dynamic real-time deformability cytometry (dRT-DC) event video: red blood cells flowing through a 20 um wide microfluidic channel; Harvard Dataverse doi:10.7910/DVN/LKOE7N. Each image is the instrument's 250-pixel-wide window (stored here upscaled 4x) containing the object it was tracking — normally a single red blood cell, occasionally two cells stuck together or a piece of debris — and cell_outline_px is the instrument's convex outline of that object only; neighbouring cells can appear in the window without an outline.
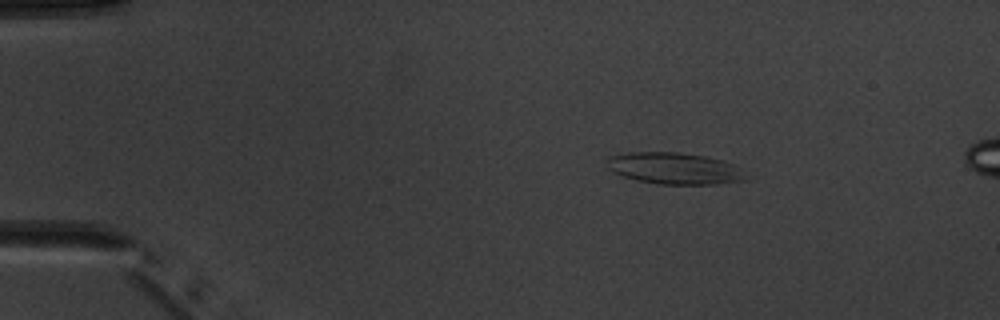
{"species": "common noctule bat (a hibernating species)", "species_latin": "Nyctalus noctula", "temperature_condition": "warm", "stored_images_in_passage": 4, "camera_frame_rate_fps": 3000, "um_per_image_px": 0.085, "animal": {"sex": "male", "body_mass_g": 20.1, "forearm_length_mm": 53.5}, "frame": {"image": 1, "passage_image": 1, "time_ms": 0.0, "image_size_px": [1000, 320], "cell_outline_px": [[752, 180], [716, 184], [660, 184], [636, 180], [624, 176], [608, 168], [604, 160], [612, 156], [632, 152], [676, 152], [704, 156], [720, 160], [732, 164]], "centroid_in_image_um": [57.34, 14.32], "position_along_channel_um": 27.7, "area_um2": 25.37}}